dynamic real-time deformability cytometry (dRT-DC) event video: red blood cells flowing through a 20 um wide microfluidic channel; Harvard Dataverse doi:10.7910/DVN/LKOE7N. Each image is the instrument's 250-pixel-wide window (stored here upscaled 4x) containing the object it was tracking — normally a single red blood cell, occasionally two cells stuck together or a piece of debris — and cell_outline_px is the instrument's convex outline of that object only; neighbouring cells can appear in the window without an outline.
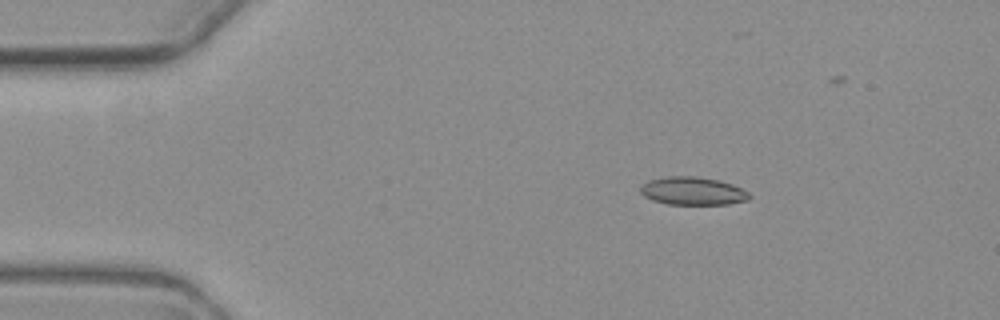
{"species": "common noctule bat (a hibernating species)", "species_latin": "Nyctalus noctula", "temperature_condition": "warm", "stored_images_in_passage": 4, "camera_frame_rate_fps": 3000, "um_per_image_px": 0.085, "animal": {"sex": "female", "body_mass_g": 19.3, "forearm_length_mm": 54.1}, "frame": {"image": 1, "passage_image": 2, "time_ms": 1.333, "image_size_px": [1000, 320], "cell_outline_px": [[752, 196], [748, 200], [728, 204], [668, 204], [652, 200], [644, 196], [640, 192], [640, 188], [648, 180], [668, 176], [696, 176], [716, 180], [732, 184], [748, 192]], "centroid_in_image_um": [58.88, 16.24], "position_along_channel_um": 26.1, "area_um2": 17.69}}